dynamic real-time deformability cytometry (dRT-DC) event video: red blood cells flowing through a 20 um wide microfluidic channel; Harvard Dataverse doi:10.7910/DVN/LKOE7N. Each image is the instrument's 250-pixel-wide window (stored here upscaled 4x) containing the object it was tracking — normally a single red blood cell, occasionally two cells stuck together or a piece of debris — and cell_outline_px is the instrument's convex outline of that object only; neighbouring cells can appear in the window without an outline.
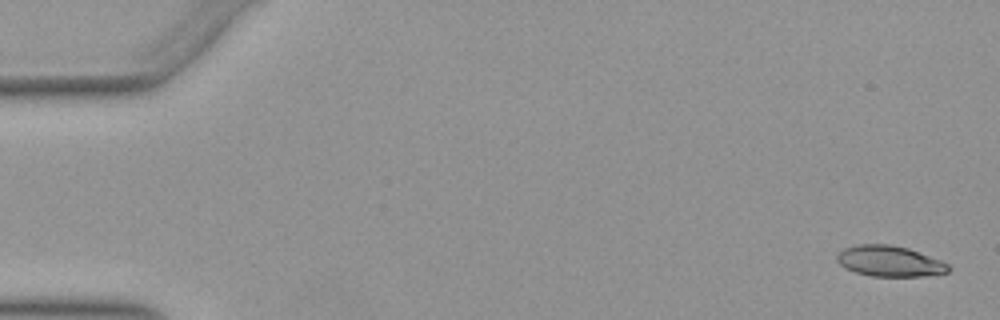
{"species": "Egyptian fruit bat (a non-hibernating species)", "species_latin": "Rousettus aegyptiacus", "temperature_condition": "warm", "stored_images_in_passage": 41, "camera_frame_rate_fps": 3000, "um_per_image_px": 0.085, "animal": {"sex": "female"}, "frame": {"image": 1, "passage_image": 1, "time_ms": 0.0, "image_size_px": [1000, 320], "cell_outline_px": [[952, 268], [948, 272], [924, 276], [872, 276], [856, 272], [844, 268], [836, 260], [836, 252], [844, 248], [860, 244], [892, 244], [908, 248], [940, 260], [948, 264]], "centroid_in_image_um": [75.59, 22.19], "position_along_channel_um": 9.4, "area_um2": 20.06}}
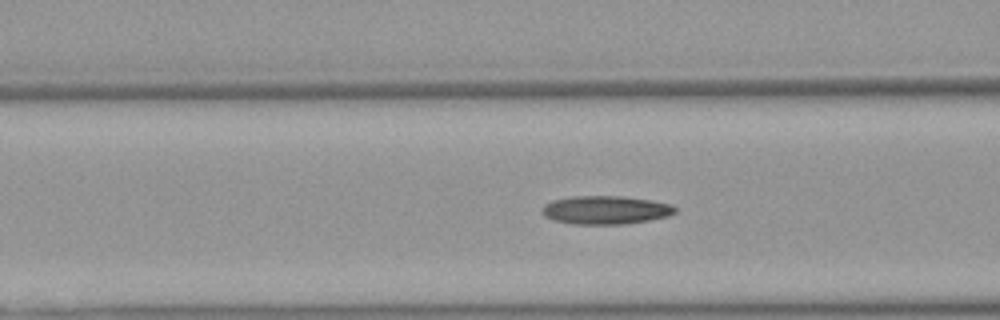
{"frame": {"image": 2, "passage_image": 20, "time_ms": 6.333, "image_size_px": [1000, 320], "cell_outline_px": [[676, 212], [668, 216], [648, 220], [624, 224], [572, 224], [556, 220], [544, 216], [540, 212], [540, 208], [544, 204], [552, 200], [572, 196], [620, 196], [652, 200], [672, 204], [676, 208]], "centroid_in_image_um": [51.45, 17.84], "position_along_channel_um": 115.2, "area_um2": 22.14}}
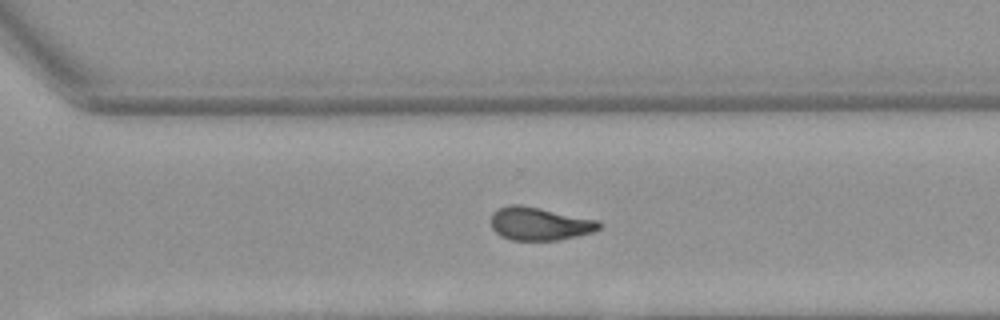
{"frame": {"image": 3, "passage_image": 36, "time_ms": 11.667, "image_size_px": [1000, 320], "cell_outline_px": [[604, 224], [600, 228], [592, 232], [576, 236], [556, 240], [512, 240], [500, 236], [492, 228], [492, 212], [500, 208], [512, 204], [520, 204], [600, 220]], "centroid_in_image_um": [45.89, 19.01], "position_along_channel_um": 324.7, "area_um2": 20.87}, "authors_computed_cell_mechanics": {"area_um2": 20.808, "velocity_mm_per_s": 3.9379, "shape_relaxation_time_tau1_ms": 10.4915, "shape_relaxation_time_tau2_ms": 2.9709, "deformation_change_tau1": 0.3102, "deformation_change_tau2": 0.1176}}